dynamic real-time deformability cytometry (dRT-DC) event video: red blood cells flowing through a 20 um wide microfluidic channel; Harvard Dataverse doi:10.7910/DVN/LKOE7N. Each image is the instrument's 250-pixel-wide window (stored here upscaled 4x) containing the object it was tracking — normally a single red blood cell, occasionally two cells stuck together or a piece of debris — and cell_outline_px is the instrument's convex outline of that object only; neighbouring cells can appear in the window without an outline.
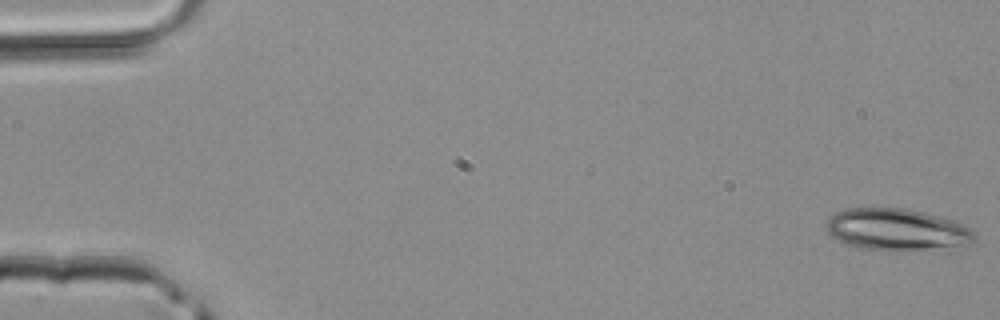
{"species": "common noctule bat (a hibernating species)", "species_latin": "Nyctalus noctula", "temperature_condition": "room temperature", "stored_images_in_passage": 45, "camera_frame_rate_fps": 3000, "um_per_image_px": 0.085, "animal": {"sex": "male", "body_mass_g": 20.4}, "frame": {"image": 1, "passage_image": 1, "time_ms": 0.0, "image_size_px": [1000, 320], "cell_outline_px": [[976, 240], [972, 244], [892, 252], [888, 252], [856, 248], [832, 236], [828, 232], [824, 224], [828, 216], [844, 208], [908, 208], [924, 212], [952, 220], [968, 228], [976, 236]], "centroid_in_image_um": [76.16, 19.52], "position_along_channel_um": 8.8, "area_um2": 36.41}}
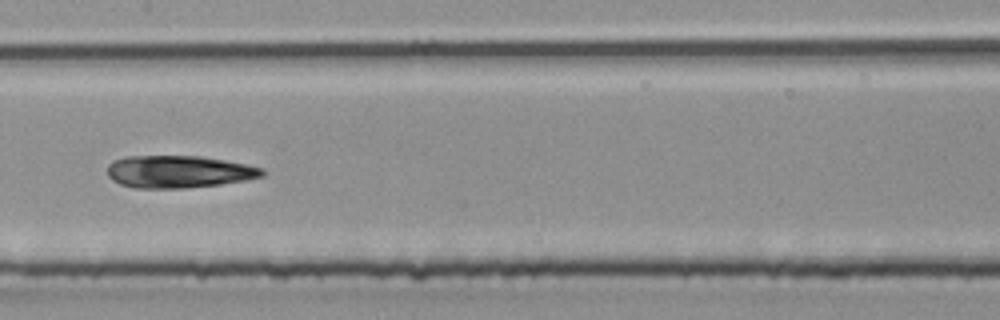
{"frame": {"image": 2, "passage_image": 23, "time_ms": 7.333, "image_size_px": [1000, 320], "cell_outline_px": [[264, 176], [244, 180], [220, 184], [184, 188], [136, 188], [120, 184], [112, 180], [108, 176], [108, 164], [112, 160], [124, 156], [200, 156], [248, 164], [264, 168]], "centroid_in_image_um": [15.17, 14.59], "position_along_channel_um": 192.2, "area_um2": 29.3}}
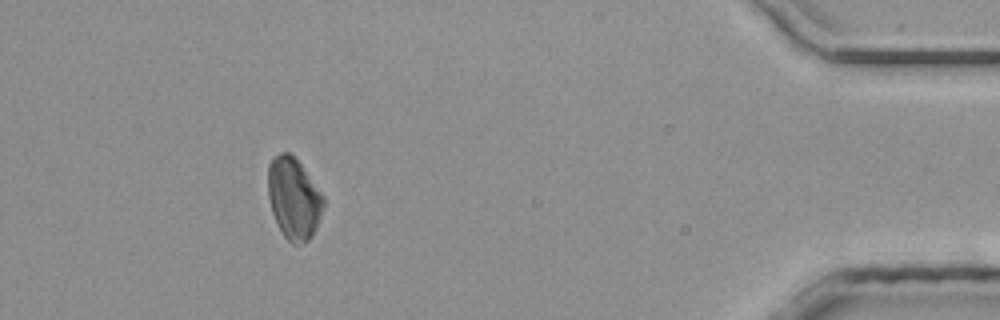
{"frame": {"image": 3, "passage_image": 41, "time_ms": 13.333, "image_size_px": [1000, 320], "cell_outline_px": [[324, 204], [316, 228], [312, 236], [304, 244], [292, 244], [284, 236], [276, 224], [272, 212], [268, 196], [268, 164], [272, 156], [280, 152], [292, 152], [296, 156], [324, 196]], "centroid_in_image_um": [24.95, 16.83], "position_along_channel_um": 410.2, "area_um2": 26.82}}